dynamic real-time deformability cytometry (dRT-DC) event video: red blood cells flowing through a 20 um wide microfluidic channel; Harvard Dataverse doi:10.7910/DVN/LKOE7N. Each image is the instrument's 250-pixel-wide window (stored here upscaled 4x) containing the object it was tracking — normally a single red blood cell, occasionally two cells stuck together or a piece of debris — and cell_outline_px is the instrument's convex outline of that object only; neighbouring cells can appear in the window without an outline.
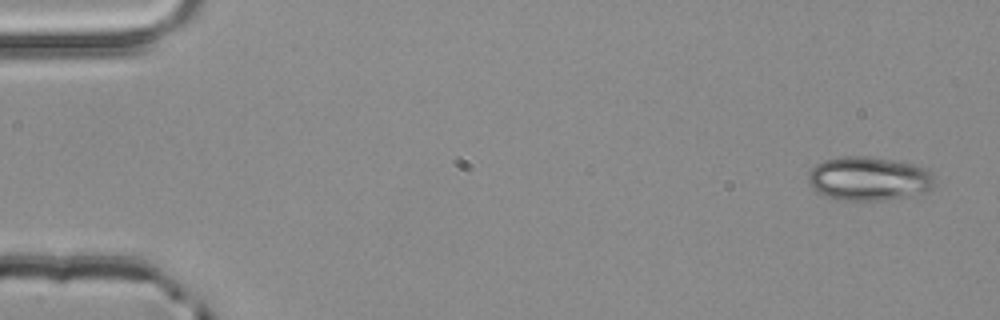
{"species": "common noctule bat (a hibernating species)", "species_latin": "Nyctalus noctula", "temperature_condition": "room temperature", "stored_images_in_passage": 3, "camera_frame_rate_fps": 3000, "um_per_image_px": 0.085, "animal": {"sex": "male", "body_mass_g": 20.4}, "frame": {"image": 1, "passage_image": 1, "time_ms": 0.0, "image_size_px": [1000, 320], "cell_outline_px": [[936, 184], [932, 188], [924, 192], [912, 196], [884, 200], [844, 200], [828, 196], [816, 192], [812, 188], [808, 180], [808, 176], [812, 168], [816, 164], [824, 160], [844, 156], [868, 156], [892, 160], [912, 164], [924, 168], [932, 172], [936, 180]], "centroid_in_image_um": [73.88, 15.19], "position_along_channel_um": 11.1, "area_um2": 32.43}}